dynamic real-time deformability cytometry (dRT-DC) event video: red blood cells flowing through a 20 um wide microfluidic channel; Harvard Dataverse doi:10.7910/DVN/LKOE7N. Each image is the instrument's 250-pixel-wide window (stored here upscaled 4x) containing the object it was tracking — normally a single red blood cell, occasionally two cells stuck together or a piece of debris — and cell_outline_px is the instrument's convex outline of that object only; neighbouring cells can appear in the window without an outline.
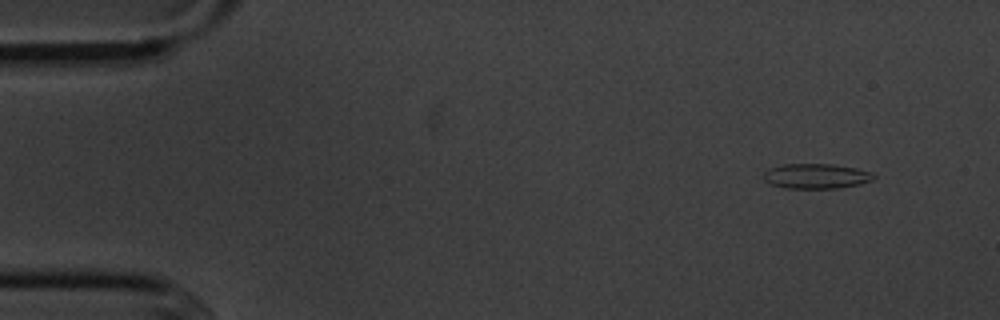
{"species": "common noctule bat (a hibernating species)", "species_latin": "Nyctalus noctula", "temperature_condition": "cold", "stored_images_in_passage": 4, "camera_frame_rate_fps": 3000, "um_per_image_px": 0.085, "animal": {"sex": "male", "body_mass_g": 20.1, "forearm_length_mm": 53.5}, "frame": {"image": 1, "passage_image": 1, "time_ms": 0.0, "image_size_px": [1000, 320], "cell_outline_px": [[876, 176], [872, 180], [860, 184], [836, 188], [784, 188], [772, 184], [764, 180], [764, 172], [768, 168], [784, 164], [832, 164], [856, 168], [872, 172]], "centroid_in_image_um": [69.37, 14.96], "position_along_channel_um": 15.6, "area_um2": 16.01}}
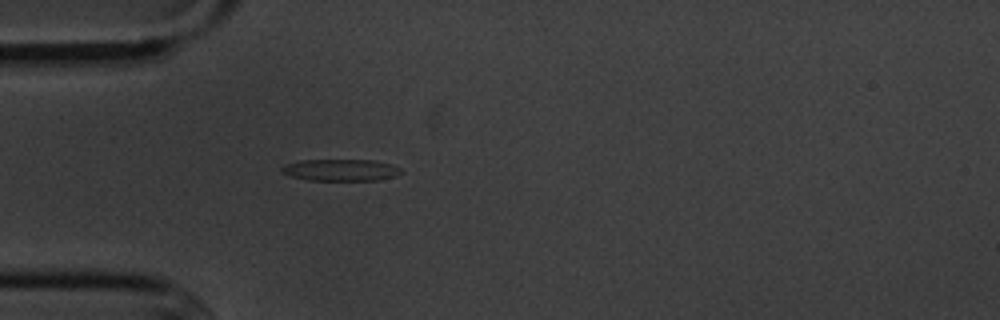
{"frame": {"image": 2, "passage_image": 4, "time_ms": 3.667, "image_size_px": [1000, 320], "cell_outline_px": [[404, 172], [396, 176], [376, 180], [308, 180], [288, 176], [280, 168], [284, 164], [300, 160], [372, 160], [392, 164], [400, 168]], "centroid_in_image_um": [28.96, 14.45], "position_along_channel_um": 56.0, "area_um2": 15.2}}